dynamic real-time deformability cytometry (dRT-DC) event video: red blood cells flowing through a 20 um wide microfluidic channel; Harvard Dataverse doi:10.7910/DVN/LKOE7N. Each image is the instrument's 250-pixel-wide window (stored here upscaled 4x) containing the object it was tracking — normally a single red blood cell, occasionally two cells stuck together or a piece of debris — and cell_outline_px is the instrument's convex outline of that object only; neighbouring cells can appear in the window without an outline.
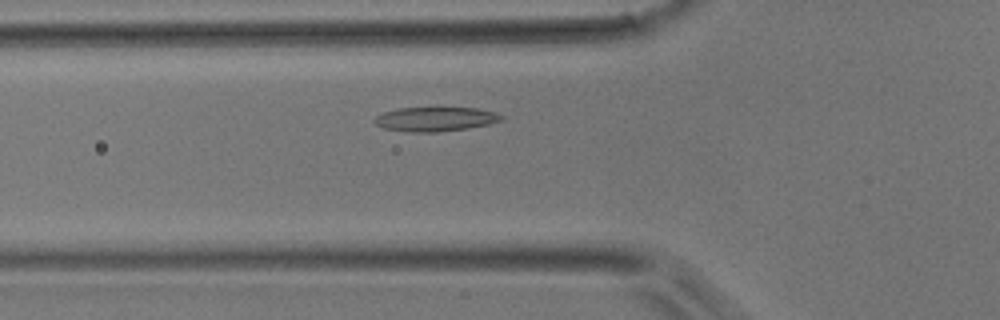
{"species": "common noctule bat (a hibernating species)", "species_latin": "Nyctalus noctula", "temperature_condition": "room temperature", "stored_images_in_passage": 32, "camera_frame_rate_fps": 3000, "um_per_image_px": 0.085, "animal": {"sex": "male", "body_mass_g": 17.9}, "frame": {"image": 1, "passage_image": 9, "time_ms": 2.667, "image_size_px": [1000, 320], "cell_outline_px": [[504, 120], [488, 124], [468, 128], [436, 132], [408, 132], [384, 128], [376, 124], [372, 120], [380, 112], [400, 108], [476, 108], [496, 112], [504, 116]], "centroid_in_image_um": [36.99, 10.12], "position_along_channel_um": 88.8, "area_um2": 18.03}}
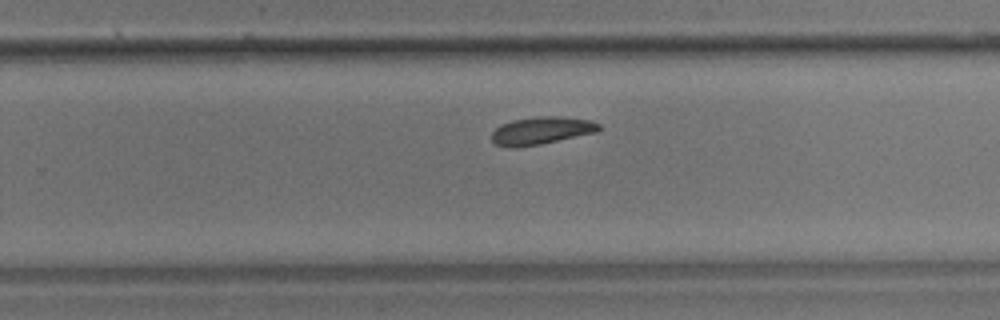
{"frame": {"image": 2, "passage_image": 23, "time_ms": 7.333, "image_size_px": [1000, 320], "cell_outline_px": [[600, 128], [596, 132], [540, 144], [516, 148], [508, 148], [496, 144], [492, 140], [492, 132], [500, 124], [512, 120], [540, 116], [564, 116], [588, 120], [600, 124]], "centroid_in_image_um": [45.98, 11.1], "position_along_channel_um": 283.8, "area_um2": 17.22}}
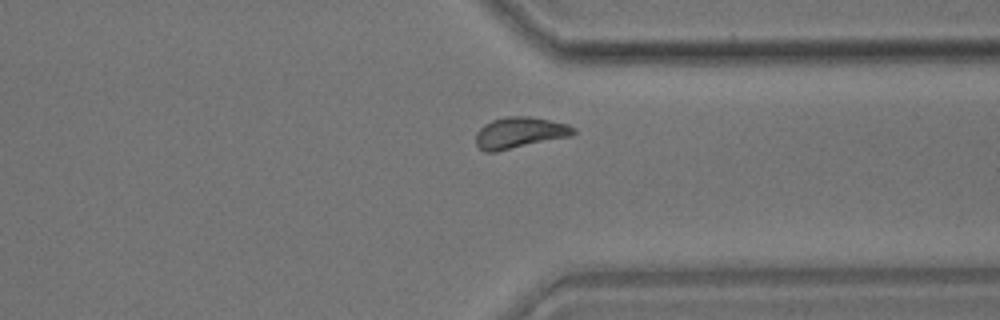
{"frame": {"image": 3, "passage_image": 29, "time_ms": 9.333, "image_size_px": [1000, 320], "cell_outline_px": [[576, 132], [572, 136], [496, 152], [484, 152], [476, 144], [476, 132], [484, 124], [492, 120], [504, 116], [528, 116], [568, 124], [576, 128]], "centroid_in_image_um": [44.17, 11.28], "position_along_channel_um": 367.2, "area_um2": 17.92}}